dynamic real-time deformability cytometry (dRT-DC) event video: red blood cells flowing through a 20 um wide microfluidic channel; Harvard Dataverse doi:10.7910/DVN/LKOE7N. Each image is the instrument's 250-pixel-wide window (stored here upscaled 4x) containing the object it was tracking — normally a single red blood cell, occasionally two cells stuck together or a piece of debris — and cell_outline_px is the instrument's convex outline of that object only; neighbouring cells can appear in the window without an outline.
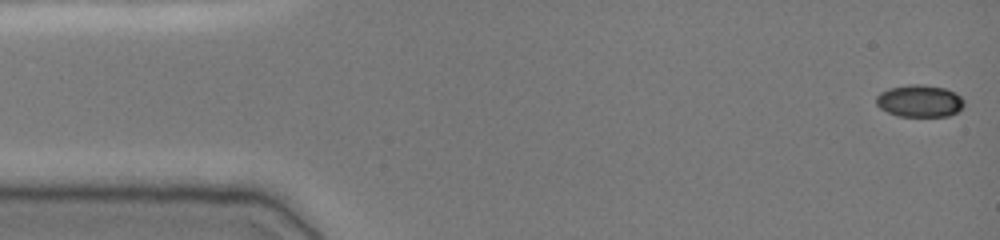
{"species": "common noctule bat (a hibernating species)", "species_latin": "Nyctalus noctula", "temperature_condition": "cold", "stored_images_in_passage": 49, "camera_frame_rate_fps": 3000, "um_per_image_px": 0.085, "animal": {"sex": "female", "body_mass_g": 19.0, "forearm_length_mm": 51.5}, "frame": {"image": 1, "passage_image": 1, "time_ms": 0.0, "image_size_px": [1000, 240], "cell_outline_px": [[964, 104], [956, 112], [948, 116], [900, 116], [888, 112], [880, 108], [876, 104], [876, 96], [880, 92], [888, 88], [908, 84], [924, 84], [944, 88], [956, 92], [964, 100]], "centroid_in_image_um": [78.15, 8.56], "position_along_channel_um": 6.9, "area_um2": 16.53}}
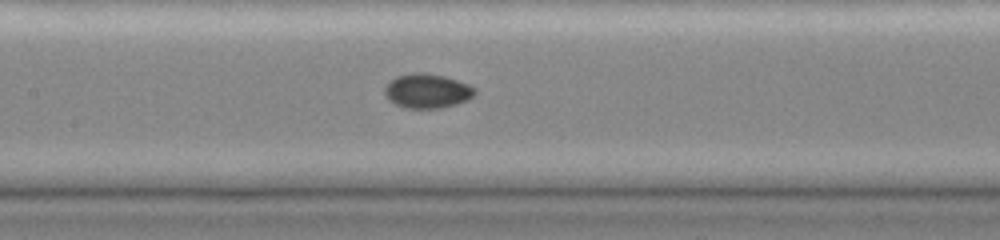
{"frame": {"image": 2, "passage_image": 23, "time_ms": 7.333, "image_size_px": [1000, 240], "cell_outline_px": [[476, 92], [468, 100], [456, 104], [440, 108], [408, 108], [396, 104], [388, 100], [384, 92], [384, 88], [396, 76], [412, 72], [424, 72], [444, 76], [468, 84], [476, 88]], "centroid_in_image_um": [36.31, 7.72], "position_along_channel_um": 171.1, "area_um2": 18.03}}
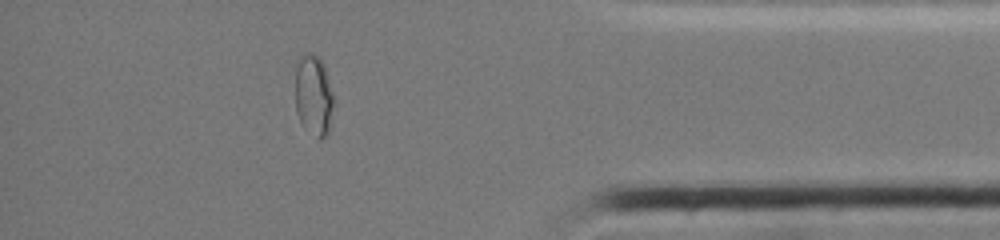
{"frame": {"image": 3, "passage_image": 43, "time_ms": 14.0, "image_size_px": [1000, 240], "cell_outline_px": [[336, 100], [328, 136], [320, 140], [316, 140], [304, 128], [296, 112], [296, 60], [304, 52], [312, 52], [324, 64]], "centroid_in_image_um": [26.69, 8.15], "position_along_channel_um": 408.5, "area_um2": 19.02}}